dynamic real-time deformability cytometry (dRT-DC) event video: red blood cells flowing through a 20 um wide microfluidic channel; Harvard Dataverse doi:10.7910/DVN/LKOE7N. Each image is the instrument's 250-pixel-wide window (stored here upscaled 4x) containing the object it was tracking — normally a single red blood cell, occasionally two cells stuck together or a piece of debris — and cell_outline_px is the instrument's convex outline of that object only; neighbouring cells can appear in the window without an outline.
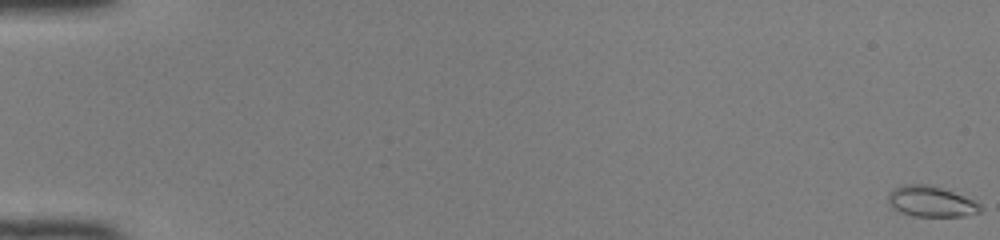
{"species": "common noctule bat (a hibernating species)", "species_latin": "Nyctalus noctula", "temperature_condition": "room temperature", "stored_images_in_passage": 51, "camera_frame_rate_fps": 3000, "um_per_image_px": 0.085, "animal": {"sex": "female", "body_mass_g": 22.0, "forearm_length_mm": 56.7}, "frame": {"image": 1, "passage_image": 1, "time_ms": 0.0, "image_size_px": [1000, 240], "cell_outline_px": [[980, 212], [964, 216], [912, 216], [900, 212], [888, 200], [888, 192], [900, 184], [928, 184], [964, 196], [980, 204]], "centroid_in_image_um": [79.11, 17.12], "position_along_channel_um": 5.9, "area_um2": 16.24}}
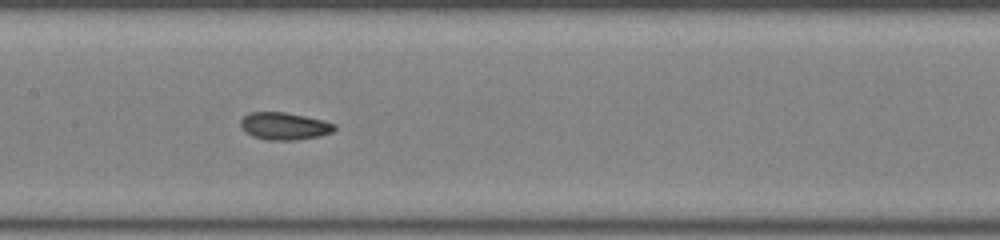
{"frame": {"image": 2, "passage_image": 27, "time_ms": 8.667, "image_size_px": [1000, 240], "cell_outline_px": [[336, 128], [332, 132], [320, 136], [296, 140], [268, 140], [252, 136], [244, 132], [240, 128], [240, 120], [244, 116], [252, 112], [284, 112], [324, 120], [336, 124]], "centroid_in_image_um": [24.16, 10.72], "position_along_channel_um": 183.2, "area_um2": 15.09}}
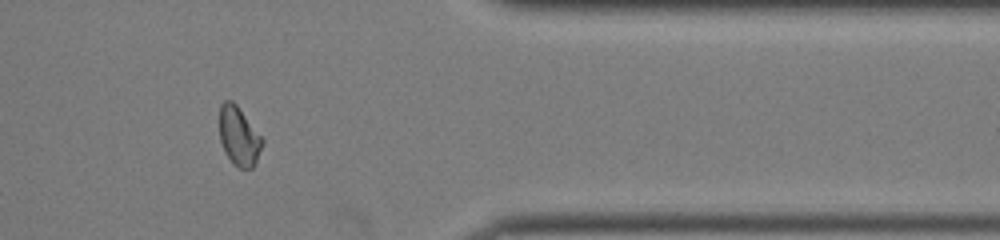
{"frame": {"image": 3, "passage_image": 43, "time_ms": 14.0, "image_size_px": [1000, 240], "cell_outline_px": [[264, 144], [256, 164], [252, 168], [240, 168], [228, 156], [220, 140], [220, 104], [224, 100], [232, 100], [236, 104], [264, 140]], "centroid_in_image_um": [20.33, 11.56], "position_along_channel_um": 391.1, "area_um2": 14.51}, "authors_computed_cell_mechanics": {"area_um2": 15.0858, "velocity_mm_per_s": 4.1493, "shape_relaxation_time_tau1_ms": 3.1635, "shape_relaxation_time_tau2_ms": 3.498, "deformation_change_tau1": 0.1078, "deformation_change_tau2": 0.085}}